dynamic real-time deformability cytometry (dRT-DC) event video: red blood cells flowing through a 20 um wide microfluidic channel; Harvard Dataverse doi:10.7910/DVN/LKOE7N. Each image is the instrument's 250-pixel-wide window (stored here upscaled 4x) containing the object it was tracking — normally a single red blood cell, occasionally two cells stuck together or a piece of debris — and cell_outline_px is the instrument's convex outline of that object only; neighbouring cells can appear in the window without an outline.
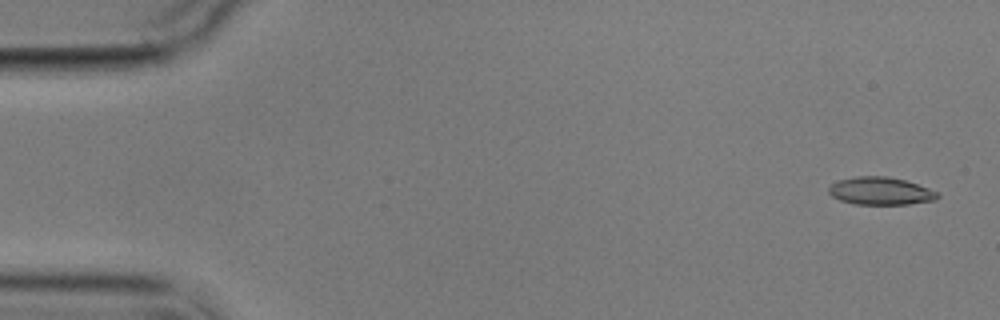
{"species": "common noctule bat (a hibernating species)", "species_latin": "Nyctalus noctula", "temperature_condition": "cold", "stored_images_in_passage": 4, "camera_frame_rate_fps": 3000, "um_per_image_px": 0.085, "animal": {"sex": "male", "body_mass_g": 17.9}, "frame": {"image": 1, "passage_image": 1, "time_ms": 0.0, "image_size_px": [1000, 320], "cell_outline_px": [[940, 196], [936, 200], [908, 204], [856, 204], [840, 200], [832, 196], [828, 192], [828, 188], [832, 184], [840, 180], [856, 176], [888, 176], [904, 180], [940, 192]], "centroid_in_image_um": [74.87, 16.24], "position_along_channel_um": 10.1, "area_um2": 17.51}}